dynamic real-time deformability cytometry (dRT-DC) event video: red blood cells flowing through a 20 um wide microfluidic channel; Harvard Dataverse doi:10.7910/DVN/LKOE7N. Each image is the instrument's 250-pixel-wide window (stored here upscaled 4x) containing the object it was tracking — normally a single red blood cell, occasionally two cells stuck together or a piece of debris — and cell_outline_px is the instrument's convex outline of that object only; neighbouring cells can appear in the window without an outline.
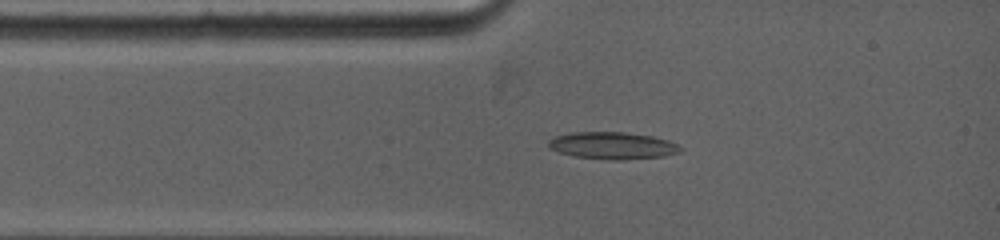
{"species": "common noctule bat (a hibernating species)", "species_latin": "Nyctalus noctula", "temperature_condition": "warm", "stored_images_in_passage": 4, "camera_frame_rate_fps": 5000, "um_per_image_px": 0.085, "animal": {"sex": "female", "body_mass_g": 19.0, "forearm_length_mm": 53.3}, "frame": {"image": 1, "passage_image": 3, "time_ms": 1.2, "image_size_px": [1000, 240], "cell_outline_px": [[684, 148], [680, 152], [664, 156], [624, 160], [608, 160], [576, 156], [560, 152], [548, 148], [548, 140], [556, 136], [572, 132], [624, 132], [652, 136], [668, 140]], "centroid_in_image_um": [52.08, 12.38], "position_along_channel_um": 32.9, "area_um2": 20.87}}